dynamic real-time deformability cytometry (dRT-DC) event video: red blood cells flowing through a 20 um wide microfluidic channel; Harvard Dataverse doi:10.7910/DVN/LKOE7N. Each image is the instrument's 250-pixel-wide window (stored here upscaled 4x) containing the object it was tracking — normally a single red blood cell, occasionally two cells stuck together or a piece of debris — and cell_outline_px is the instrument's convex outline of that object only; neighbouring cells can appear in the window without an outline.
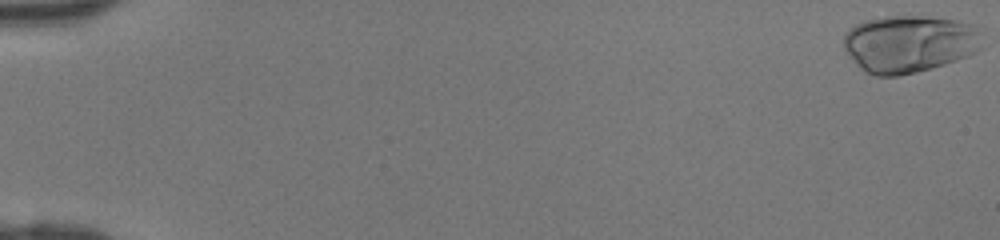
{"species": "human", "species_latin": "Homo sapiens", "temperature_condition": "room temperature", "stored_images_in_passage": 47, "camera_frame_rate_fps": 3000, "um_per_image_px": 0.085, "donor": {"sex": "female"}, "frame": {"image": 1, "passage_image": 1, "time_ms": 0.0, "image_size_px": [1000, 240], "cell_outline_px": [[984, 48], [968, 56], [944, 64], [916, 72], [900, 76], [876, 76], [860, 68], [844, 48], [844, 32], [848, 28], [864, 20], [884, 16], [920, 12], [956, 20], [972, 24], [980, 32]], "centroid_in_image_um": [77.32, 3.66], "position_along_channel_um": 7.7, "area_um2": 47.57}}
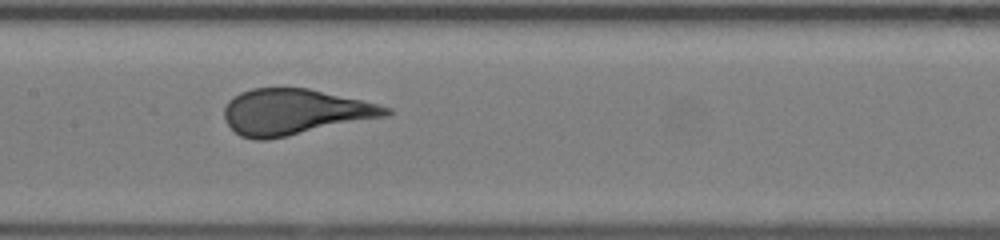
{"frame": {"image": 2, "passage_image": 25, "time_ms": 8.0, "image_size_px": [1000, 240], "cell_outline_px": [[392, 112], [388, 116], [288, 136], [264, 140], [256, 140], [240, 136], [224, 120], [224, 108], [228, 100], [232, 96], [240, 92], [252, 88], [308, 88], [360, 100], [392, 108]], "centroid_in_image_um": [25.01, 9.52], "position_along_channel_um": 182.4, "area_um2": 43.06}}
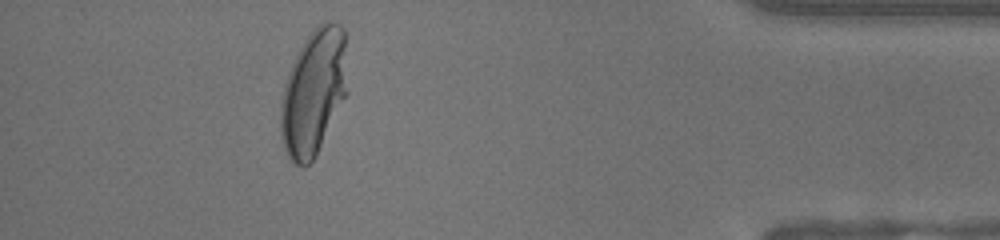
{"frame": {"image": 3, "passage_image": 43, "time_ms": 14.0, "image_size_px": [1000, 240], "cell_outline_px": [[348, 92], [316, 156], [304, 168], [296, 164], [288, 156], [284, 148], [280, 132], [280, 100], [284, 84], [288, 72], [304, 40], [316, 24], [324, 20], [328, 20], [340, 24], [344, 28]], "centroid_in_image_um": [26.66, 7.81], "position_along_channel_um": 408.5, "area_um2": 49.59}}